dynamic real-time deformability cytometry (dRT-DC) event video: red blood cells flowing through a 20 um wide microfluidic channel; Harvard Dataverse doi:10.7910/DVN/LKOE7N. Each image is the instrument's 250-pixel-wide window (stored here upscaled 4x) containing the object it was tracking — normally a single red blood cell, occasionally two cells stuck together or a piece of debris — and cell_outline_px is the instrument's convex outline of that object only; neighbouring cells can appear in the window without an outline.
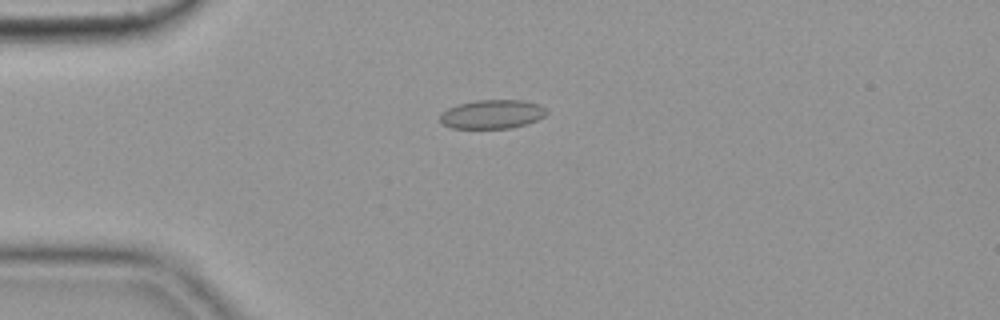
{"species": "common noctule bat (a hibernating species)", "species_latin": "Nyctalus noctula", "temperature_condition": "cold", "stored_images_in_passage": 46, "camera_frame_rate_fps": 3000, "um_per_image_px": 0.085, "animal": {"sex": "female", "body_mass_g": 19.9}, "frame": {"image": 1, "passage_image": 4, "time_ms": 1.0, "image_size_px": [1000, 320], "cell_outline_px": [[548, 112], [544, 116], [528, 124], [512, 128], [452, 128], [444, 124], [440, 120], [440, 116], [448, 108], [460, 104], [476, 100], [524, 100], [540, 104], [548, 108]], "centroid_in_image_um": [41.91, 9.7], "position_along_channel_um": 43.1, "area_um2": 17.98}}
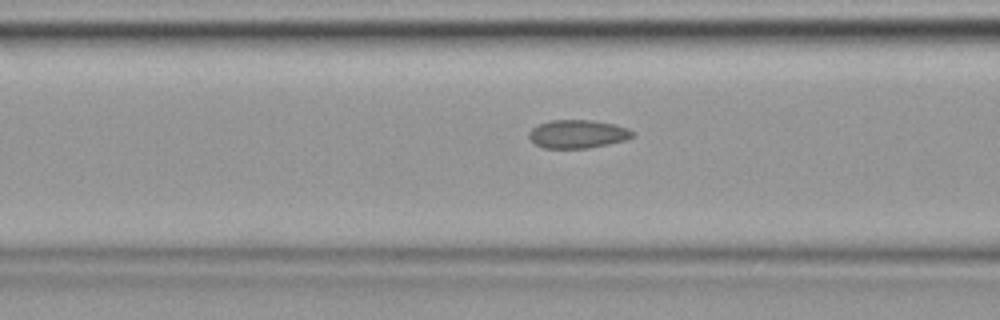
{"frame": {"image": 2, "passage_image": 12, "time_ms": 3.667, "image_size_px": [1000, 320], "cell_outline_px": [[636, 136], [628, 140], [588, 148], [544, 148], [536, 144], [528, 136], [528, 132], [532, 128], [540, 124], [552, 120], [592, 120], [616, 124], [628, 128], [636, 132]], "centroid_in_image_um": [49.18, 11.39], "position_along_channel_um": 117.4, "area_um2": 17.28}}
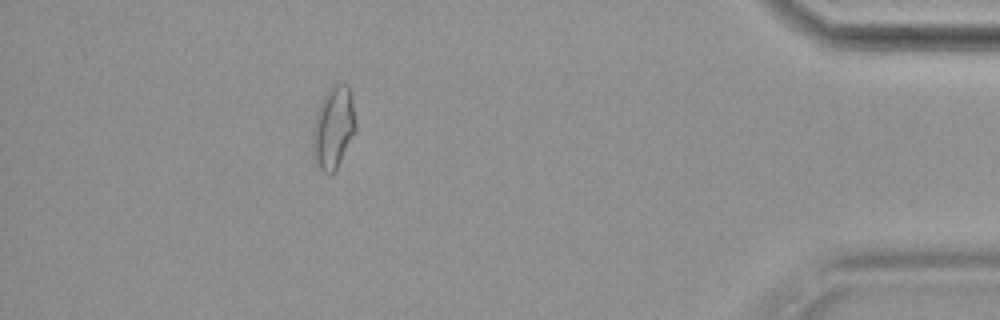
{"frame": {"image": 3, "passage_image": 40, "time_ms": 13.0, "image_size_px": [1000, 320], "cell_outline_px": [[356, 128], [336, 172], [332, 176], [328, 176], [316, 164], [312, 152], [312, 128], [316, 112], [320, 100], [328, 88], [332, 84], [348, 84], [352, 96], [356, 124]], "centroid_in_image_um": [28.32, 10.86], "position_along_channel_um": 406.9, "area_um2": 21.15}, "authors_computed_cell_mechanics": {"area_um2": 17.3111, "velocity_mm_per_s": 3.6159, "shape_relaxation_time_tau1_ms": null, "shape_relaxation_time_tau2_ms": 1.4092, "deformation_change_tau1": null, "deformation_change_tau2": 0.0607}}